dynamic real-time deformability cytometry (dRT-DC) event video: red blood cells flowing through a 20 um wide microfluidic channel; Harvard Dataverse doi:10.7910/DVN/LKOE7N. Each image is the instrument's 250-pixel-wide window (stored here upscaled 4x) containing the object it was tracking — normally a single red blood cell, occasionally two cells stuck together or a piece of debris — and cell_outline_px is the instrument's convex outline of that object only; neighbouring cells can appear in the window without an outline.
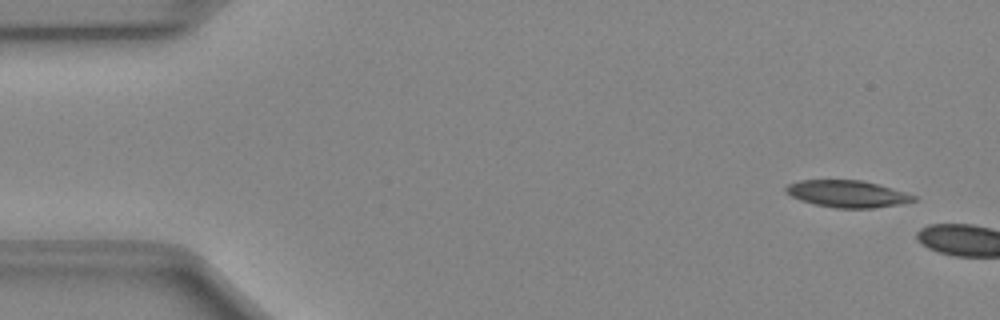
{"species": "Egyptian fruit bat (a non-hibernating species)", "species_latin": "Rousettus aegyptiacus", "temperature_condition": "cold", "stored_images_in_passage": 6, "camera_frame_rate_fps": 3000, "um_per_image_px": 0.085, "animal": {"sex": "female"}, "frame": {"image": 1, "passage_image": 3, "time_ms": 0.667, "image_size_px": [1000, 320], "cell_outline_px": [[916, 200], [896, 204], [872, 208], [836, 208], [816, 204], [800, 200], [784, 192], [784, 188], [788, 184], [800, 180], [860, 180], [876, 184], [916, 196]], "centroid_in_image_um": [71.94, 16.47], "position_along_channel_um": 13.1, "area_um2": 19.65}}